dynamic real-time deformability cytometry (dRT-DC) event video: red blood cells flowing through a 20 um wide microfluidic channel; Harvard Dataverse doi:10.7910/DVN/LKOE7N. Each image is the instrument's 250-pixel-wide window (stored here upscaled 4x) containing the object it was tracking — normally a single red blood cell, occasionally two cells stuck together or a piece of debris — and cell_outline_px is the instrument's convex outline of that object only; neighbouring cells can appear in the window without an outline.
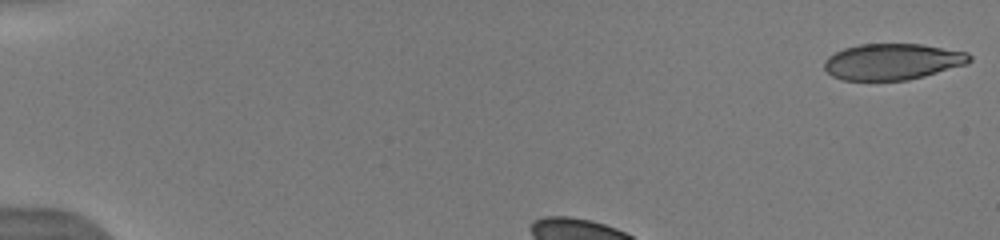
{"species": "human", "species_latin": "Homo sapiens", "temperature_condition": "warm", "stored_images_in_passage": 39, "camera_frame_rate_fps": 3000, "um_per_image_px": 0.085, "donor": {"sex": "male"}, "frame": {"image": 1, "passage_image": 1, "time_ms": 0.0, "image_size_px": [1000, 240], "cell_outline_px": [[972, 60], [968, 64], [924, 76], [908, 80], [844, 80], [832, 76], [824, 68], [824, 60], [828, 56], [844, 48], [860, 44], [920, 44], [968, 52], [972, 56]], "centroid_in_image_um": [75.88, 5.24], "position_along_channel_um": 9.1, "area_um2": 30.69}}
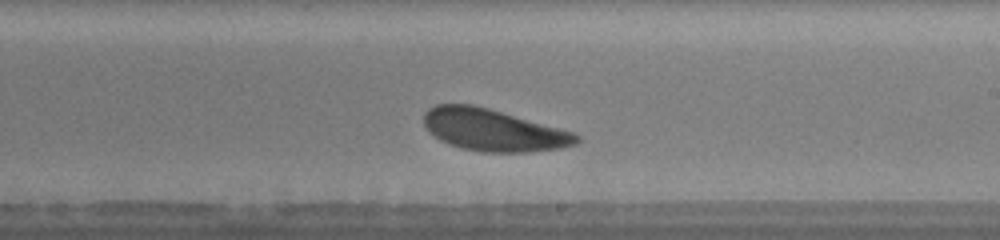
{"frame": {"image": 2, "passage_image": 24, "time_ms": 7.333, "image_size_px": [1000, 240], "cell_outline_px": [[580, 140], [576, 144], [560, 148], [528, 152], [480, 152], [460, 148], [448, 144], [440, 140], [428, 132], [424, 124], [424, 112], [428, 108], [436, 104], [472, 104], [488, 108], [572, 132], [580, 136]], "centroid_in_image_um": [41.87, 11.06], "position_along_channel_um": 247.1, "area_um2": 37.22}}
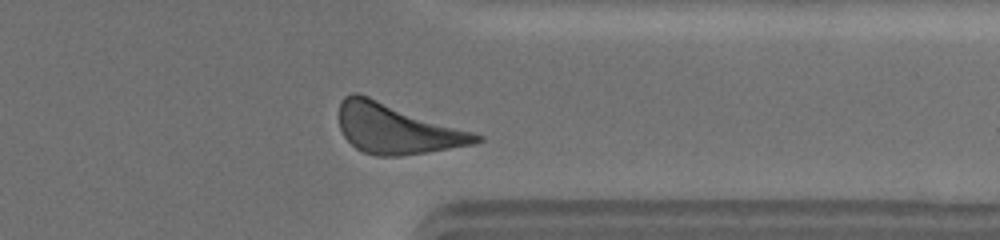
{"frame": {"image": 3, "passage_image": 34, "time_ms": 10.667, "image_size_px": [1000, 240], "cell_outline_px": [[484, 140], [472, 144], [428, 152], [400, 156], [376, 156], [364, 152], [356, 148], [344, 136], [340, 128], [340, 100], [344, 96], [352, 92], [356, 92], [368, 96], [484, 136]], "centroid_in_image_um": [33.69, 10.95], "position_along_channel_um": 377.7, "area_um2": 39.42}, "authors_computed_cell_mechanics": {"area_um2": 37.6278, "velocity_mm_per_s": 3.9186, "shape_relaxation_time_tau1_ms": 1.4302, "shape_relaxation_time_tau2_ms": null, "deformation_change_tau1": 0.0903, "deformation_change_tau2": null}}